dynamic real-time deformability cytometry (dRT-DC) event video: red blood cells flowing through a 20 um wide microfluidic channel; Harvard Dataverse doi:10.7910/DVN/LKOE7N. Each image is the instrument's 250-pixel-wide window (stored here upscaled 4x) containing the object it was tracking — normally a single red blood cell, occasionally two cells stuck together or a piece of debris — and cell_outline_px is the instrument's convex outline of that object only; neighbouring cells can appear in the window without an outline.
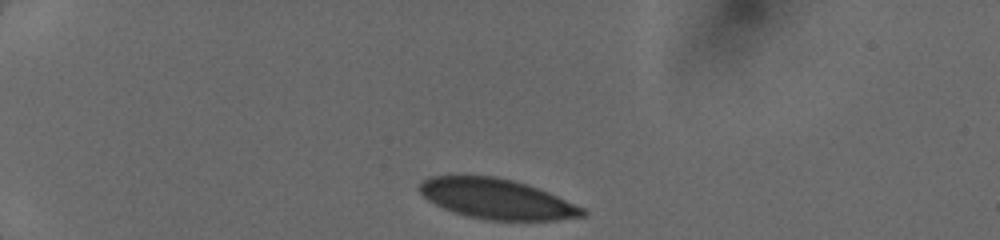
{"species": "human", "species_latin": "Homo sapiens", "temperature_condition": "cold", "stored_images_in_passage": 18, "camera_frame_rate_fps": 3000, "um_per_image_px": 0.085, "donor": {"sex": "female"}, "frame": {"image": 1, "passage_image": 1, "time_ms": 0.0, "image_size_px": [1000, 240], "cell_outline_px": [[588, 212], [584, 216], [556, 220], [488, 220], [468, 216], [444, 208], [428, 200], [416, 188], [428, 176], [496, 176], [512, 180], [548, 192], [584, 208]], "centroid_in_image_um": [42.22, 16.91], "position_along_channel_um": 42.8, "area_um2": 37.74}}
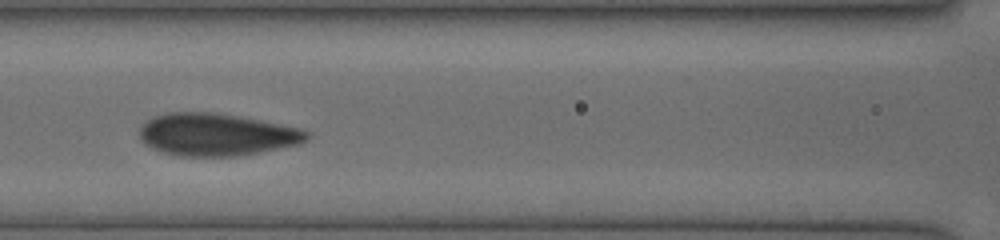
{"frame": {"image": 2, "passage_image": 12, "time_ms": 4.0, "image_size_px": [1000, 240], "cell_outline_px": [[308, 136], [300, 144], [260, 152], [236, 156], [180, 156], [160, 152], [144, 144], [140, 136], [140, 128], [152, 116], [168, 112], [212, 112], [240, 116], [260, 120], [296, 128], [308, 132]], "centroid_in_image_um": [18.34, 11.44], "position_along_channel_um": 148.3, "area_um2": 41.1}}
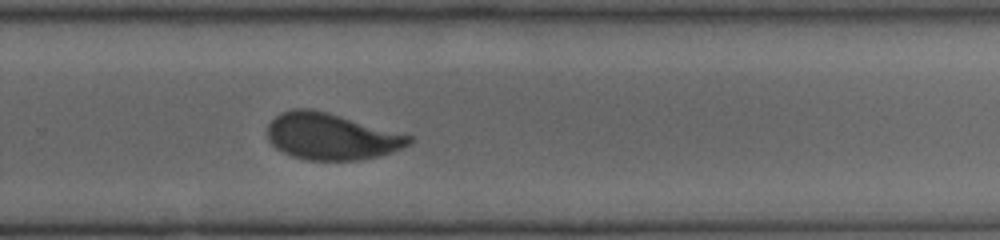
{"frame": {"image": 3, "passage_image": 18, "time_ms": 7.667, "image_size_px": [1000, 240], "cell_outline_px": [[416, 140], [392, 152], [380, 156], [360, 160], [304, 160], [292, 156], [276, 148], [268, 140], [268, 124], [280, 112], [292, 108], [312, 108], [328, 112], [412, 136]], "centroid_in_image_um": [28.14, 11.59], "position_along_channel_um": 301.7, "area_um2": 38.49}}